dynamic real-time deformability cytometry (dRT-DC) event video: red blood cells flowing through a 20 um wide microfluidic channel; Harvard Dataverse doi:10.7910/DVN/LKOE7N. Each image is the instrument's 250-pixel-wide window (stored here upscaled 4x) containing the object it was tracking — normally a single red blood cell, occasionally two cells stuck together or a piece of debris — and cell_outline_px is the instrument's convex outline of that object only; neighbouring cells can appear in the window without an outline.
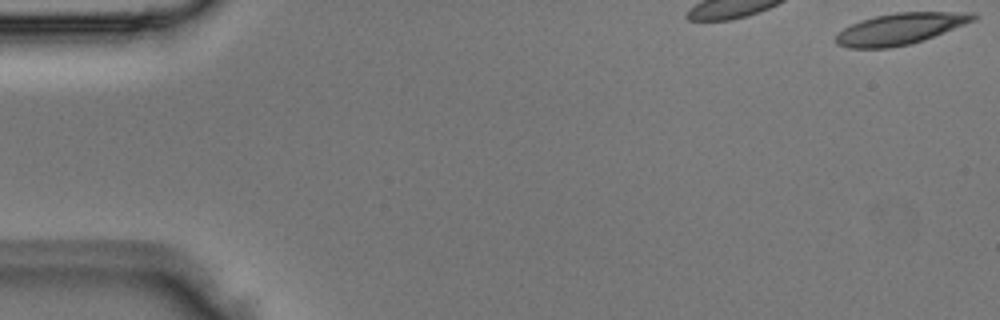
{"species": "Egyptian fruit bat (a non-hibernating species)", "species_latin": "Rousettus aegyptiacus", "temperature_condition": "room temperature", "stored_images_in_passage": 3, "camera_frame_rate_fps": 3000, "um_per_image_px": 0.085, "animal": {"sex": "male"}, "frame": {"image": 1, "passage_image": 1, "time_ms": 0.0, "image_size_px": [1000, 320], "cell_outline_px": [[980, 16], [976, 20], [924, 40], [908, 44], [888, 48], [848, 48], [836, 44], [836, 36], [844, 28], [860, 20], [876, 16], [896, 12], [972, 12]], "centroid_in_image_um": [76.55, 2.44], "position_along_channel_um": 8.4, "area_um2": 25.03}}